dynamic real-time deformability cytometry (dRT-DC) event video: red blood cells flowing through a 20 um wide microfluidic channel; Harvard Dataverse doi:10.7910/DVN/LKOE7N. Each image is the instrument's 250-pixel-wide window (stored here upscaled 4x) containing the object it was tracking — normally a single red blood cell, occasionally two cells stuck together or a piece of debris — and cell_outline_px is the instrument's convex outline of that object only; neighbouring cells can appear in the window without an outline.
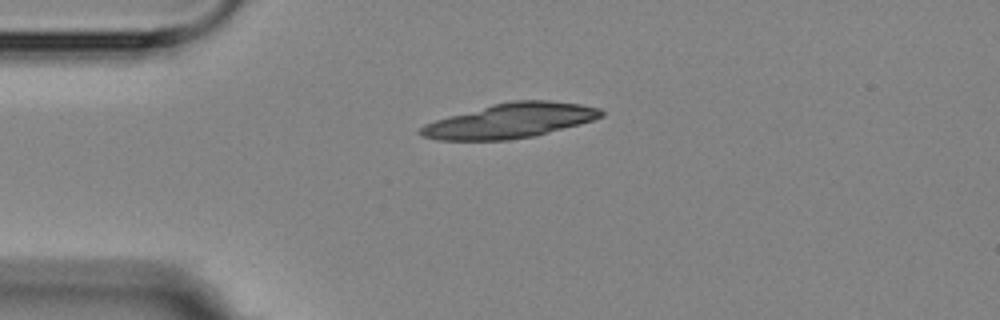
{"species": "Egyptian fruit bat (a non-hibernating species)", "species_latin": "Rousettus aegyptiacus", "temperature_condition": "room temperature", "stored_images_in_passage": 1, "camera_frame_rate_fps": 3000, "um_per_image_px": 0.085, "animal": {"sex": "female"}, "frame": {"image": 1, "passage_image": 1, "time_ms": 0.0, "image_size_px": [1000, 320], "cell_outline_px": [[604, 116], [580, 124], [532, 136], [508, 140], [436, 140], [420, 136], [416, 132], [424, 124], [448, 116], [492, 104], [512, 100], [548, 100], [580, 104], [600, 108], [604, 112]], "centroid_in_image_um": [43.33, 10.26], "position_along_channel_um": 41.7, "area_um2": 36.47}}